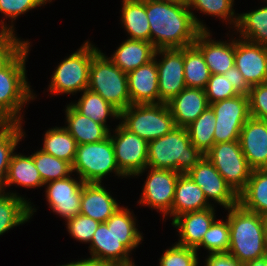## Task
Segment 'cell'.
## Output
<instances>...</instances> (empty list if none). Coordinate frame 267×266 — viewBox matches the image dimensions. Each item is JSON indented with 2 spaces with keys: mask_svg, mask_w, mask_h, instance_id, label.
Instances as JSON below:
<instances>
[{
  "mask_svg": "<svg viewBox=\"0 0 267 266\" xmlns=\"http://www.w3.org/2000/svg\"><path fill=\"white\" fill-rule=\"evenodd\" d=\"M201 247L208 250L210 253L228 252L230 247V226L228 219L214 221L201 244L195 249L199 250Z\"/></svg>",
  "mask_w": 267,
  "mask_h": 266,
  "instance_id": "obj_40",
  "label": "cell"
},
{
  "mask_svg": "<svg viewBox=\"0 0 267 266\" xmlns=\"http://www.w3.org/2000/svg\"><path fill=\"white\" fill-rule=\"evenodd\" d=\"M186 174L202 189L208 201L211 199L225 209L238 204V194L205 155Z\"/></svg>",
  "mask_w": 267,
  "mask_h": 266,
  "instance_id": "obj_13",
  "label": "cell"
},
{
  "mask_svg": "<svg viewBox=\"0 0 267 266\" xmlns=\"http://www.w3.org/2000/svg\"><path fill=\"white\" fill-rule=\"evenodd\" d=\"M59 266H113L108 263H103L91 258L83 259L80 261H73L64 265H59Z\"/></svg>",
  "mask_w": 267,
  "mask_h": 266,
  "instance_id": "obj_49",
  "label": "cell"
},
{
  "mask_svg": "<svg viewBox=\"0 0 267 266\" xmlns=\"http://www.w3.org/2000/svg\"><path fill=\"white\" fill-rule=\"evenodd\" d=\"M234 65L250 86L267 83V47L235 38Z\"/></svg>",
  "mask_w": 267,
  "mask_h": 266,
  "instance_id": "obj_16",
  "label": "cell"
},
{
  "mask_svg": "<svg viewBox=\"0 0 267 266\" xmlns=\"http://www.w3.org/2000/svg\"><path fill=\"white\" fill-rule=\"evenodd\" d=\"M174 1L186 2L187 0H174Z\"/></svg>",
  "mask_w": 267,
  "mask_h": 266,
  "instance_id": "obj_53",
  "label": "cell"
},
{
  "mask_svg": "<svg viewBox=\"0 0 267 266\" xmlns=\"http://www.w3.org/2000/svg\"><path fill=\"white\" fill-rule=\"evenodd\" d=\"M23 136L22 124H4L0 128V192L5 191L10 160Z\"/></svg>",
  "mask_w": 267,
  "mask_h": 266,
  "instance_id": "obj_37",
  "label": "cell"
},
{
  "mask_svg": "<svg viewBox=\"0 0 267 266\" xmlns=\"http://www.w3.org/2000/svg\"><path fill=\"white\" fill-rule=\"evenodd\" d=\"M4 21H0V70L29 42L17 38L13 24L9 26Z\"/></svg>",
  "mask_w": 267,
  "mask_h": 266,
  "instance_id": "obj_41",
  "label": "cell"
},
{
  "mask_svg": "<svg viewBox=\"0 0 267 266\" xmlns=\"http://www.w3.org/2000/svg\"><path fill=\"white\" fill-rule=\"evenodd\" d=\"M186 129L191 143L205 155L214 145L215 113L212 108L209 106Z\"/></svg>",
  "mask_w": 267,
  "mask_h": 266,
  "instance_id": "obj_36",
  "label": "cell"
},
{
  "mask_svg": "<svg viewBox=\"0 0 267 266\" xmlns=\"http://www.w3.org/2000/svg\"><path fill=\"white\" fill-rule=\"evenodd\" d=\"M210 34L209 30L201 31L194 45L202 52L211 74H224L235 66V39L229 43L216 41L210 38Z\"/></svg>",
  "mask_w": 267,
  "mask_h": 266,
  "instance_id": "obj_21",
  "label": "cell"
},
{
  "mask_svg": "<svg viewBox=\"0 0 267 266\" xmlns=\"http://www.w3.org/2000/svg\"><path fill=\"white\" fill-rule=\"evenodd\" d=\"M205 260V266H243L229 252L210 253Z\"/></svg>",
  "mask_w": 267,
  "mask_h": 266,
  "instance_id": "obj_48",
  "label": "cell"
},
{
  "mask_svg": "<svg viewBox=\"0 0 267 266\" xmlns=\"http://www.w3.org/2000/svg\"><path fill=\"white\" fill-rule=\"evenodd\" d=\"M238 204L259 215L267 213V169L252 170L245 188L238 194Z\"/></svg>",
  "mask_w": 267,
  "mask_h": 266,
  "instance_id": "obj_28",
  "label": "cell"
},
{
  "mask_svg": "<svg viewBox=\"0 0 267 266\" xmlns=\"http://www.w3.org/2000/svg\"><path fill=\"white\" fill-rule=\"evenodd\" d=\"M115 135L109 134L119 170L126 177L142 174L147 168L148 142L126 129L120 122Z\"/></svg>",
  "mask_w": 267,
  "mask_h": 266,
  "instance_id": "obj_11",
  "label": "cell"
},
{
  "mask_svg": "<svg viewBox=\"0 0 267 266\" xmlns=\"http://www.w3.org/2000/svg\"><path fill=\"white\" fill-rule=\"evenodd\" d=\"M236 15L238 22L235 30L240 33L239 38L267 47V5Z\"/></svg>",
  "mask_w": 267,
  "mask_h": 266,
  "instance_id": "obj_31",
  "label": "cell"
},
{
  "mask_svg": "<svg viewBox=\"0 0 267 266\" xmlns=\"http://www.w3.org/2000/svg\"><path fill=\"white\" fill-rule=\"evenodd\" d=\"M206 199L202 189L187 175L180 174L175 188L171 216L175 217L194 211L213 207Z\"/></svg>",
  "mask_w": 267,
  "mask_h": 266,
  "instance_id": "obj_24",
  "label": "cell"
},
{
  "mask_svg": "<svg viewBox=\"0 0 267 266\" xmlns=\"http://www.w3.org/2000/svg\"><path fill=\"white\" fill-rule=\"evenodd\" d=\"M243 266H267V255L245 263Z\"/></svg>",
  "mask_w": 267,
  "mask_h": 266,
  "instance_id": "obj_50",
  "label": "cell"
},
{
  "mask_svg": "<svg viewBox=\"0 0 267 266\" xmlns=\"http://www.w3.org/2000/svg\"><path fill=\"white\" fill-rule=\"evenodd\" d=\"M228 210L230 226L229 253L243 265L267 255L262 215L250 212L239 204Z\"/></svg>",
  "mask_w": 267,
  "mask_h": 266,
  "instance_id": "obj_4",
  "label": "cell"
},
{
  "mask_svg": "<svg viewBox=\"0 0 267 266\" xmlns=\"http://www.w3.org/2000/svg\"><path fill=\"white\" fill-rule=\"evenodd\" d=\"M120 123L147 142L158 139L175 127L167 104H131L120 112Z\"/></svg>",
  "mask_w": 267,
  "mask_h": 266,
  "instance_id": "obj_6",
  "label": "cell"
},
{
  "mask_svg": "<svg viewBox=\"0 0 267 266\" xmlns=\"http://www.w3.org/2000/svg\"><path fill=\"white\" fill-rule=\"evenodd\" d=\"M121 21L131 40L150 42V26L146 13V0H123Z\"/></svg>",
  "mask_w": 267,
  "mask_h": 266,
  "instance_id": "obj_29",
  "label": "cell"
},
{
  "mask_svg": "<svg viewBox=\"0 0 267 266\" xmlns=\"http://www.w3.org/2000/svg\"><path fill=\"white\" fill-rule=\"evenodd\" d=\"M228 77L234 89L243 95H249L251 86L246 82L244 76L240 73L236 66L230 68L226 73L223 74Z\"/></svg>",
  "mask_w": 267,
  "mask_h": 266,
  "instance_id": "obj_47",
  "label": "cell"
},
{
  "mask_svg": "<svg viewBox=\"0 0 267 266\" xmlns=\"http://www.w3.org/2000/svg\"><path fill=\"white\" fill-rule=\"evenodd\" d=\"M205 156L237 194L245 188L252 169L239 140L214 144Z\"/></svg>",
  "mask_w": 267,
  "mask_h": 266,
  "instance_id": "obj_9",
  "label": "cell"
},
{
  "mask_svg": "<svg viewBox=\"0 0 267 266\" xmlns=\"http://www.w3.org/2000/svg\"><path fill=\"white\" fill-rule=\"evenodd\" d=\"M234 0H187L186 4L189 9L194 8L197 11L205 13V15H211L219 17L220 19L229 22L228 24L234 25L235 28L238 22V16L235 15V11L232 8Z\"/></svg>",
  "mask_w": 267,
  "mask_h": 266,
  "instance_id": "obj_39",
  "label": "cell"
},
{
  "mask_svg": "<svg viewBox=\"0 0 267 266\" xmlns=\"http://www.w3.org/2000/svg\"><path fill=\"white\" fill-rule=\"evenodd\" d=\"M87 89L98 93L119 112L131 105L127 73L116 66L100 49L92 57Z\"/></svg>",
  "mask_w": 267,
  "mask_h": 266,
  "instance_id": "obj_5",
  "label": "cell"
},
{
  "mask_svg": "<svg viewBox=\"0 0 267 266\" xmlns=\"http://www.w3.org/2000/svg\"><path fill=\"white\" fill-rule=\"evenodd\" d=\"M248 97L250 116L267 121V83L251 86Z\"/></svg>",
  "mask_w": 267,
  "mask_h": 266,
  "instance_id": "obj_45",
  "label": "cell"
},
{
  "mask_svg": "<svg viewBox=\"0 0 267 266\" xmlns=\"http://www.w3.org/2000/svg\"><path fill=\"white\" fill-rule=\"evenodd\" d=\"M210 107L215 113L214 144L238 141L243 125L251 117L249 97L239 94L211 103Z\"/></svg>",
  "mask_w": 267,
  "mask_h": 266,
  "instance_id": "obj_10",
  "label": "cell"
},
{
  "mask_svg": "<svg viewBox=\"0 0 267 266\" xmlns=\"http://www.w3.org/2000/svg\"><path fill=\"white\" fill-rule=\"evenodd\" d=\"M136 220L128 208L119 207L105 222L130 252L138 247L143 239L142 233L136 227Z\"/></svg>",
  "mask_w": 267,
  "mask_h": 266,
  "instance_id": "obj_32",
  "label": "cell"
},
{
  "mask_svg": "<svg viewBox=\"0 0 267 266\" xmlns=\"http://www.w3.org/2000/svg\"><path fill=\"white\" fill-rule=\"evenodd\" d=\"M211 76L202 52L193 44L184 47V79L186 87L205 89Z\"/></svg>",
  "mask_w": 267,
  "mask_h": 266,
  "instance_id": "obj_35",
  "label": "cell"
},
{
  "mask_svg": "<svg viewBox=\"0 0 267 266\" xmlns=\"http://www.w3.org/2000/svg\"><path fill=\"white\" fill-rule=\"evenodd\" d=\"M119 207L116 199L101 183H84L80 214L105 223Z\"/></svg>",
  "mask_w": 267,
  "mask_h": 266,
  "instance_id": "obj_23",
  "label": "cell"
},
{
  "mask_svg": "<svg viewBox=\"0 0 267 266\" xmlns=\"http://www.w3.org/2000/svg\"><path fill=\"white\" fill-rule=\"evenodd\" d=\"M204 90L209 104L239 95L228 77H225L223 74H211Z\"/></svg>",
  "mask_w": 267,
  "mask_h": 266,
  "instance_id": "obj_43",
  "label": "cell"
},
{
  "mask_svg": "<svg viewBox=\"0 0 267 266\" xmlns=\"http://www.w3.org/2000/svg\"><path fill=\"white\" fill-rule=\"evenodd\" d=\"M12 184L26 188H36L45 185L31 155L26 156L20 153H13L8 168L5 189L12 186Z\"/></svg>",
  "mask_w": 267,
  "mask_h": 266,
  "instance_id": "obj_30",
  "label": "cell"
},
{
  "mask_svg": "<svg viewBox=\"0 0 267 266\" xmlns=\"http://www.w3.org/2000/svg\"><path fill=\"white\" fill-rule=\"evenodd\" d=\"M176 127H186L209 106L204 89L186 87L167 103Z\"/></svg>",
  "mask_w": 267,
  "mask_h": 266,
  "instance_id": "obj_22",
  "label": "cell"
},
{
  "mask_svg": "<svg viewBox=\"0 0 267 266\" xmlns=\"http://www.w3.org/2000/svg\"><path fill=\"white\" fill-rule=\"evenodd\" d=\"M155 52L156 49L150 42L126 39L108 58L123 72L128 73L153 60Z\"/></svg>",
  "mask_w": 267,
  "mask_h": 266,
  "instance_id": "obj_26",
  "label": "cell"
},
{
  "mask_svg": "<svg viewBox=\"0 0 267 266\" xmlns=\"http://www.w3.org/2000/svg\"><path fill=\"white\" fill-rule=\"evenodd\" d=\"M72 171L84 183H102L103 177L113 171L118 177L127 178L119 170L110 136L99 142L77 145Z\"/></svg>",
  "mask_w": 267,
  "mask_h": 266,
  "instance_id": "obj_7",
  "label": "cell"
},
{
  "mask_svg": "<svg viewBox=\"0 0 267 266\" xmlns=\"http://www.w3.org/2000/svg\"><path fill=\"white\" fill-rule=\"evenodd\" d=\"M119 240L111 226L100 223L90 242V258L113 266L135 265L130 251Z\"/></svg>",
  "mask_w": 267,
  "mask_h": 266,
  "instance_id": "obj_17",
  "label": "cell"
},
{
  "mask_svg": "<svg viewBox=\"0 0 267 266\" xmlns=\"http://www.w3.org/2000/svg\"><path fill=\"white\" fill-rule=\"evenodd\" d=\"M204 156L190 141L186 127H175L148 142L147 168L174 170L186 174Z\"/></svg>",
  "mask_w": 267,
  "mask_h": 266,
  "instance_id": "obj_3",
  "label": "cell"
},
{
  "mask_svg": "<svg viewBox=\"0 0 267 266\" xmlns=\"http://www.w3.org/2000/svg\"><path fill=\"white\" fill-rule=\"evenodd\" d=\"M198 263L195 249L177 243L166 249L159 259V266H198Z\"/></svg>",
  "mask_w": 267,
  "mask_h": 266,
  "instance_id": "obj_42",
  "label": "cell"
},
{
  "mask_svg": "<svg viewBox=\"0 0 267 266\" xmlns=\"http://www.w3.org/2000/svg\"><path fill=\"white\" fill-rule=\"evenodd\" d=\"M31 156L33 157L35 167L40 172L44 184L53 180L69 177L73 173L72 165L69 162L45 153L41 149L31 154Z\"/></svg>",
  "mask_w": 267,
  "mask_h": 266,
  "instance_id": "obj_38",
  "label": "cell"
},
{
  "mask_svg": "<svg viewBox=\"0 0 267 266\" xmlns=\"http://www.w3.org/2000/svg\"><path fill=\"white\" fill-rule=\"evenodd\" d=\"M5 123L0 119V128L4 125Z\"/></svg>",
  "mask_w": 267,
  "mask_h": 266,
  "instance_id": "obj_52",
  "label": "cell"
},
{
  "mask_svg": "<svg viewBox=\"0 0 267 266\" xmlns=\"http://www.w3.org/2000/svg\"><path fill=\"white\" fill-rule=\"evenodd\" d=\"M67 231L69 234L80 242L90 243L94 232L98 228L100 222L79 214L66 220Z\"/></svg>",
  "mask_w": 267,
  "mask_h": 266,
  "instance_id": "obj_44",
  "label": "cell"
},
{
  "mask_svg": "<svg viewBox=\"0 0 267 266\" xmlns=\"http://www.w3.org/2000/svg\"><path fill=\"white\" fill-rule=\"evenodd\" d=\"M29 46L30 42L0 70V119L5 124H22V106L35 98L26 76Z\"/></svg>",
  "mask_w": 267,
  "mask_h": 266,
  "instance_id": "obj_2",
  "label": "cell"
},
{
  "mask_svg": "<svg viewBox=\"0 0 267 266\" xmlns=\"http://www.w3.org/2000/svg\"><path fill=\"white\" fill-rule=\"evenodd\" d=\"M150 43L158 49H181L193 45L205 24L188 8L186 2L146 0Z\"/></svg>",
  "mask_w": 267,
  "mask_h": 266,
  "instance_id": "obj_1",
  "label": "cell"
},
{
  "mask_svg": "<svg viewBox=\"0 0 267 266\" xmlns=\"http://www.w3.org/2000/svg\"><path fill=\"white\" fill-rule=\"evenodd\" d=\"M30 203L17 193L0 192V235L32 217L36 211Z\"/></svg>",
  "mask_w": 267,
  "mask_h": 266,
  "instance_id": "obj_27",
  "label": "cell"
},
{
  "mask_svg": "<svg viewBox=\"0 0 267 266\" xmlns=\"http://www.w3.org/2000/svg\"><path fill=\"white\" fill-rule=\"evenodd\" d=\"M79 113L93 121L106 125L108 117L119 120L120 112L111 104L105 101L98 93L89 89L83 91L78 102L70 103Z\"/></svg>",
  "mask_w": 267,
  "mask_h": 266,
  "instance_id": "obj_33",
  "label": "cell"
},
{
  "mask_svg": "<svg viewBox=\"0 0 267 266\" xmlns=\"http://www.w3.org/2000/svg\"><path fill=\"white\" fill-rule=\"evenodd\" d=\"M52 0H0V12L13 22L18 16Z\"/></svg>",
  "mask_w": 267,
  "mask_h": 266,
  "instance_id": "obj_46",
  "label": "cell"
},
{
  "mask_svg": "<svg viewBox=\"0 0 267 266\" xmlns=\"http://www.w3.org/2000/svg\"><path fill=\"white\" fill-rule=\"evenodd\" d=\"M131 104H160L156 55L149 63L127 73Z\"/></svg>",
  "mask_w": 267,
  "mask_h": 266,
  "instance_id": "obj_19",
  "label": "cell"
},
{
  "mask_svg": "<svg viewBox=\"0 0 267 266\" xmlns=\"http://www.w3.org/2000/svg\"><path fill=\"white\" fill-rule=\"evenodd\" d=\"M82 45L58 64L49 84L51 94H73L88 88L92 57L99 49L89 41Z\"/></svg>",
  "mask_w": 267,
  "mask_h": 266,
  "instance_id": "obj_8",
  "label": "cell"
},
{
  "mask_svg": "<svg viewBox=\"0 0 267 266\" xmlns=\"http://www.w3.org/2000/svg\"><path fill=\"white\" fill-rule=\"evenodd\" d=\"M64 128L72 135L77 145L99 142L110 134V128L79 113L71 104L66 107Z\"/></svg>",
  "mask_w": 267,
  "mask_h": 266,
  "instance_id": "obj_25",
  "label": "cell"
},
{
  "mask_svg": "<svg viewBox=\"0 0 267 266\" xmlns=\"http://www.w3.org/2000/svg\"><path fill=\"white\" fill-rule=\"evenodd\" d=\"M263 226H264V236H265V244L267 247V213L262 215Z\"/></svg>",
  "mask_w": 267,
  "mask_h": 266,
  "instance_id": "obj_51",
  "label": "cell"
},
{
  "mask_svg": "<svg viewBox=\"0 0 267 266\" xmlns=\"http://www.w3.org/2000/svg\"><path fill=\"white\" fill-rule=\"evenodd\" d=\"M77 143L72 135L63 127L48 129L44 135L43 150L56 158L65 160L71 165L75 159Z\"/></svg>",
  "mask_w": 267,
  "mask_h": 266,
  "instance_id": "obj_34",
  "label": "cell"
},
{
  "mask_svg": "<svg viewBox=\"0 0 267 266\" xmlns=\"http://www.w3.org/2000/svg\"><path fill=\"white\" fill-rule=\"evenodd\" d=\"M83 185L81 179L75 180L71 176L45 183L49 208L65 221L79 215Z\"/></svg>",
  "mask_w": 267,
  "mask_h": 266,
  "instance_id": "obj_15",
  "label": "cell"
},
{
  "mask_svg": "<svg viewBox=\"0 0 267 266\" xmlns=\"http://www.w3.org/2000/svg\"><path fill=\"white\" fill-rule=\"evenodd\" d=\"M155 55H161L157 61L158 87L160 103L167 104L186 88L184 79V48L158 49Z\"/></svg>",
  "mask_w": 267,
  "mask_h": 266,
  "instance_id": "obj_14",
  "label": "cell"
},
{
  "mask_svg": "<svg viewBox=\"0 0 267 266\" xmlns=\"http://www.w3.org/2000/svg\"><path fill=\"white\" fill-rule=\"evenodd\" d=\"M215 217L214 207L175 217L171 224L178 229L180 240L178 239L177 244L196 249L215 221Z\"/></svg>",
  "mask_w": 267,
  "mask_h": 266,
  "instance_id": "obj_20",
  "label": "cell"
},
{
  "mask_svg": "<svg viewBox=\"0 0 267 266\" xmlns=\"http://www.w3.org/2000/svg\"><path fill=\"white\" fill-rule=\"evenodd\" d=\"M149 169L138 203L162 212L164 220L167 215L171 216L176 183L181 173L168 169Z\"/></svg>",
  "mask_w": 267,
  "mask_h": 266,
  "instance_id": "obj_12",
  "label": "cell"
},
{
  "mask_svg": "<svg viewBox=\"0 0 267 266\" xmlns=\"http://www.w3.org/2000/svg\"><path fill=\"white\" fill-rule=\"evenodd\" d=\"M239 142L252 170L267 169V121L250 117L243 125Z\"/></svg>",
  "mask_w": 267,
  "mask_h": 266,
  "instance_id": "obj_18",
  "label": "cell"
}]
</instances>
